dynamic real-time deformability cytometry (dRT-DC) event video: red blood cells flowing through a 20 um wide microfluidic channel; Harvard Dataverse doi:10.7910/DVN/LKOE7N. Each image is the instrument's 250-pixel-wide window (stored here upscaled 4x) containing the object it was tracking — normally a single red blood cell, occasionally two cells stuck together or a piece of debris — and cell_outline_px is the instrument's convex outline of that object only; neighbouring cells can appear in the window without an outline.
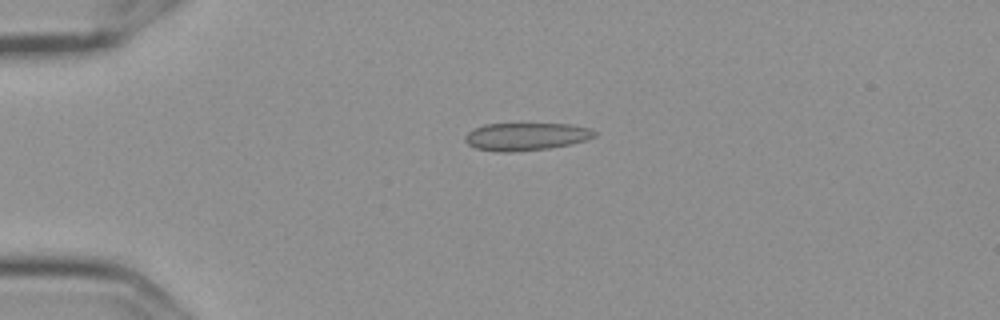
{"species": "Egyptian fruit bat (a non-hibernating species)", "species_latin": "Rousettus aegyptiacus", "temperature_condition": "cold", "stored_images_in_passage": 6, "camera_frame_rate_fps": 3000, "um_per_image_px": 0.085, "frame": {"image": 1, "passage_image": 4, "time_ms": 1.0, "image_size_px": [1000, 320], "cell_outline_px": [[596, 136], [584, 140], [568, 144], [548, 148], [512, 152], [500, 152], [476, 148], [468, 144], [464, 140], [464, 136], [468, 132], [484, 124], [568, 124], [588, 128], [596, 132]], "centroid_in_image_um": [44.67, 11.6], "position_along_channel_um": 40.3, "area_um2": 20.58}}
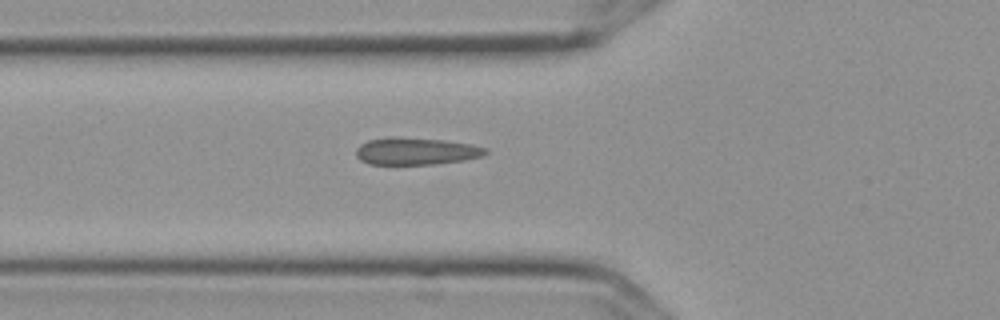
{"frame": {"image": 2, "passage_image": 6, "time_ms": 1.667, "image_size_px": [1000, 320], "cell_outline_px": [[488, 152], [484, 156], [464, 160], [432, 164], [368, 164], [360, 160], [356, 156], [356, 148], [360, 144], [368, 140], [388, 136], [392, 136], [444, 140], [472, 144], [488, 148]], "centroid_in_image_um": [35.36, 12.84], "position_along_channel_um": 90.4, "area_um2": 20.75}}